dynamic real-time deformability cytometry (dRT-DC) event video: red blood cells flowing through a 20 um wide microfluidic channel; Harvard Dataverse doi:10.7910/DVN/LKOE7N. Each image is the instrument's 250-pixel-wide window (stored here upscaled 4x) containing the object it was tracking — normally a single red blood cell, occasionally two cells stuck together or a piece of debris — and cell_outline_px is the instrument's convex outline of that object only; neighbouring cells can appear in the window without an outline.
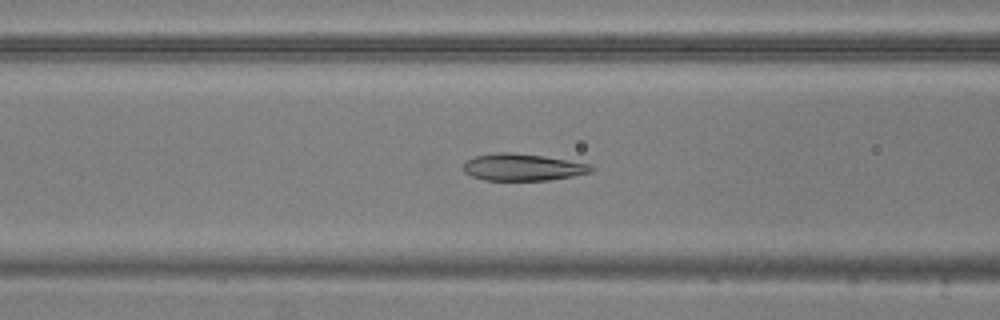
{"species": "common noctule bat (a hibernating species)", "species_latin": "Nyctalus noctula", "temperature_condition": "warm", "stored_images_in_passage": 35, "camera_frame_rate_fps": 3000, "um_per_image_px": 0.085, "animal": {"sex": "male", "body_mass_g": 20.5, "forearm_length_mm": 52.5}, "frame": {"image": 1, "passage_image": 8, "time_ms": 2.333, "image_size_px": [1000, 320], "cell_outline_px": [[592, 172], [572, 176], [548, 180], [484, 180], [472, 176], [464, 172], [464, 164], [468, 160], [476, 156], [496, 152], [508, 152], [544, 156], [568, 160], [588, 164], [592, 168]], "centroid_in_image_um": [44.41, 14.21], "position_along_channel_um": 122.2, "area_um2": 19.83}}
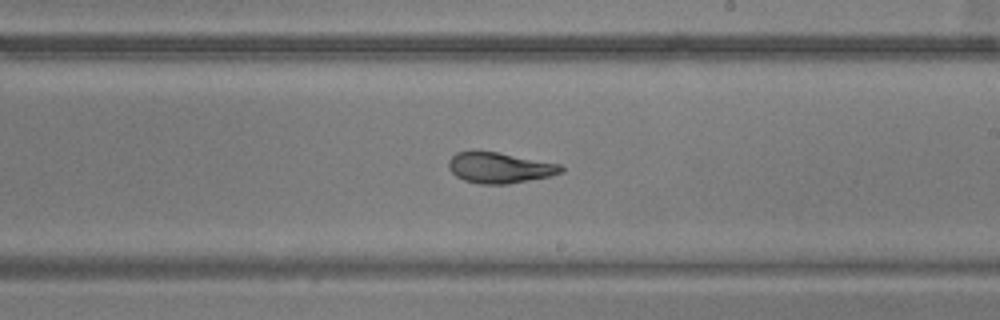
{"frame": {"image": 2, "passage_image": 18, "time_ms": 5.667, "image_size_px": [1000, 320], "cell_outline_px": [[564, 172], [552, 176], [508, 184], [480, 184], [464, 180], [456, 176], [448, 168], [448, 160], [456, 152], [472, 148], [496, 152], [560, 164], [564, 168]], "centroid_in_image_um": [42.43, 14.23], "position_along_channel_um": 246.6, "area_um2": 20.58}}
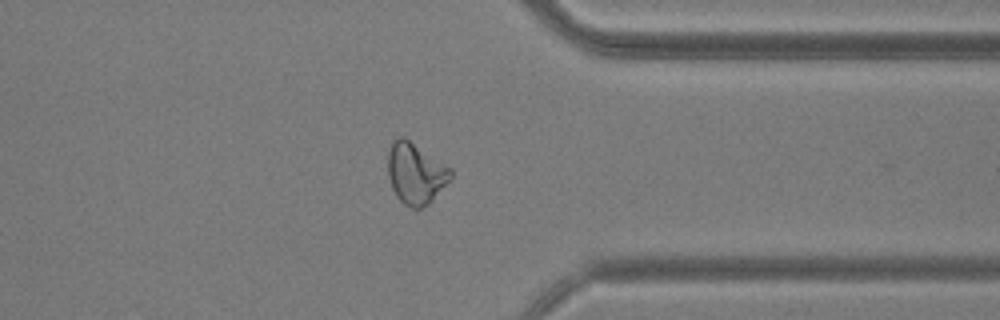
{"frame": {"image": 3, "passage_image": 29, "time_ms": 9.333, "image_size_px": [1000, 320], "cell_outline_px": [[452, 180], [428, 204], [420, 208], [412, 208], [404, 204], [396, 196], [392, 188], [388, 176], [388, 152], [392, 140], [396, 136], [404, 136], [452, 168]], "centroid_in_image_um": [35.34, 14.71], "position_along_channel_um": 376.1, "area_um2": 22.72}, "authors_computed_cell_mechanics": {"area_um2": 20.3456, "velocity_mm_per_s": 3.7338, "shape_relaxation_time_tau1_ms": 5.4048, "shape_relaxation_time_tau2_ms": 1.5739, "deformation_change_tau1": 0.2087, "deformation_change_tau2": 0.0986}}